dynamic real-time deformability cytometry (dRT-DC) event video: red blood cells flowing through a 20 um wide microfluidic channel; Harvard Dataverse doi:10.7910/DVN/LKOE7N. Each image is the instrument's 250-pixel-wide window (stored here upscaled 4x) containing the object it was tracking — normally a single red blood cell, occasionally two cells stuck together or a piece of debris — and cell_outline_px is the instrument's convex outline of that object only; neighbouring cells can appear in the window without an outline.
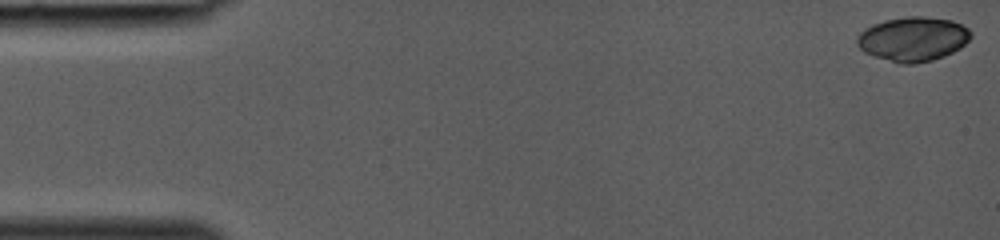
{"species": "common noctule bat (a hibernating species)", "species_latin": "Nyctalus noctula", "temperature_condition": "room temperature", "stored_images_in_passage": 38, "camera_frame_rate_fps": 3000, "um_per_image_px": 0.085, "animal": {"sex": "female", "body_mass_g": 19.0, "forearm_length_mm": 53.3}, "frame": {"image": 1, "passage_image": 1, "time_ms": 0.0, "image_size_px": [1000, 240], "cell_outline_px": [[972, 36], [960, 48], [944, 56], [932, 60], [916, 64], [900, 64], [864, 52], [856, 44], [856, 40], [860, 32], [864, 28], [872, 24], [884, 20], [908, 16], [924, 16], [952, 20], [968, 28], [972, 32]], "centroid_in_image_um": [77.6, 3.31], "position_along_channel_um": 7.4, "area_um2": 29.54}}
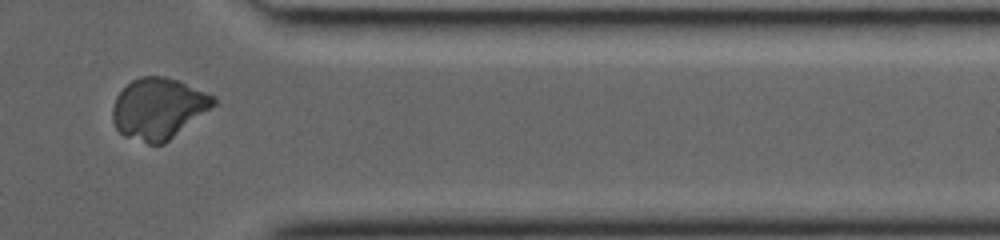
{"frame": {"image": 2, "passage_image": 33, "time_ms": 10.667, "image_size_px": [1000, 240], "cell_outline_px": [[216, 104], [164, 144], [148, 144], [124, 136], [116, 128], [112, 120], [112, 108], [116, 96], [132, 80], [140, 76], [164, 76], [176, 80], [216, 96]], "centroid_in_image_um": [13.45, 9.22], "position_along_channel_um": 398.0, "area_um2": 35.72}}
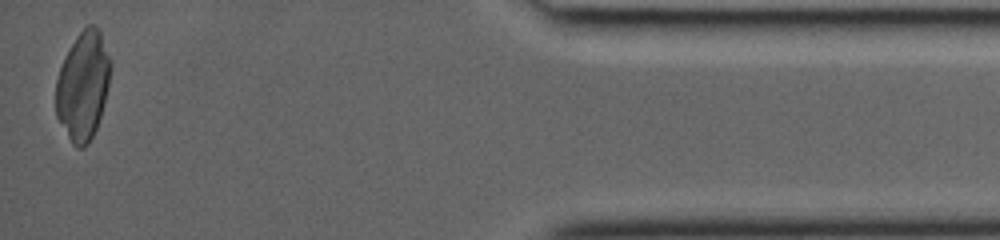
{"frame": {"image": 3, "passage_image": 38, "time_ms": 12.333, "image_size_px": [1000, 240], "cell_outline_px": [[112, 64], [108, 84], [100, 116], [96, 128], [88, 144], [84, 148], [76, 148], [72, 144], [56, 116], [56, 80], [60, 68], [76, 36], [88, 24], [92, 24], [100, 32], [112, 60]], "centroid_in_image_um": [7.06, 7.3], "position_along_channel_um": 428.1, "area_um2": 34.28}}